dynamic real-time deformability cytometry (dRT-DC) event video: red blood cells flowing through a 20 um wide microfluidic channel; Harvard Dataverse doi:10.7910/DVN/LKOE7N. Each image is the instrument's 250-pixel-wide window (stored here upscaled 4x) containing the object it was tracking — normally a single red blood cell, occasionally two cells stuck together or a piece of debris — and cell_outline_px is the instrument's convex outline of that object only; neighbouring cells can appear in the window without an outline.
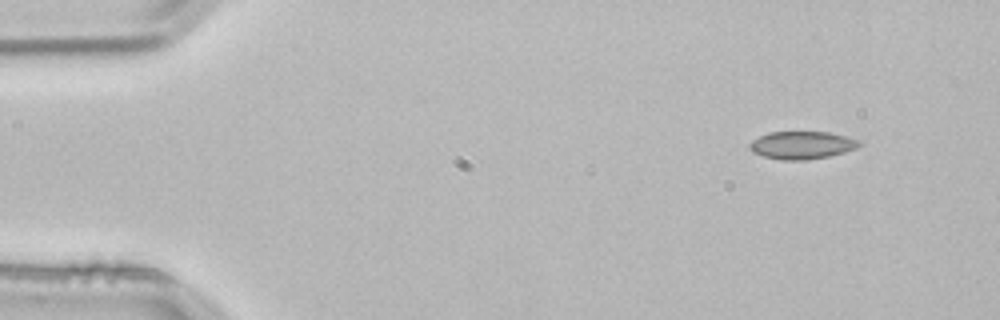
{"species": "common noctule bat (a hibernating species)", "species_latin": "Nyctalus noctula", "temperature_condition": "room temperature", "stored_images_in_passage": 3, "camera_frame_rate_fps": 3000, "um_per_image_px": 0.085, "animal": {"sex": "male", "body_mass_g": 21.5, "forearm_length_mm": 52.0}, "frame": {"image": 1, "passage_image": 1, "time_ms": 0.0, "image_size_px": [1000, 320], "cell_outline_px": [[860, 144], [856, 148], [844, 152], [828, 156], [804, 160], [780, 160], [764, 156], [752, 152], [748, 148], [748, 144], [752, 140], [768, 132], [828, 132], [860, 140]], "centroid_in_image_um": [68.11, 12.34], "position_along_channel_um": 16.9, "area_um2": 17.63}}
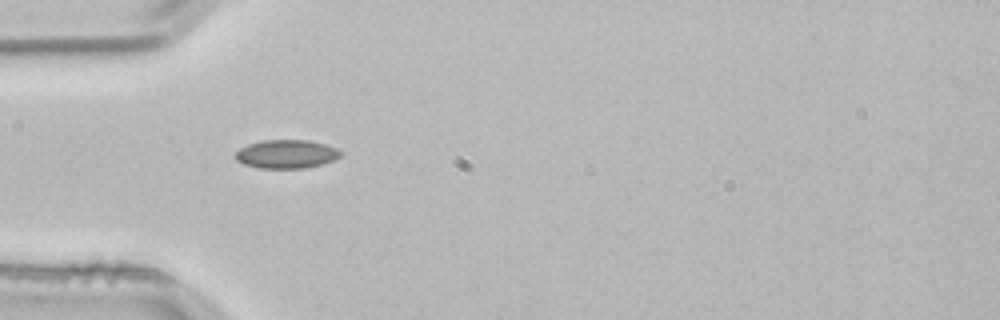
{"frame": {"image": 2, "passage_image": 3, "time_ms": 0.667, "image_size_px": [1000, 320], "cell_outline_px": [[344, 152], [340, 156], [332, 160], [320, 164], [304, 168], [260, 168], [244, 164], [236, 160], [232, 156], [240, 148], [248, 144], [264, 140], [308, 140], [324, 144], [336, 148]], "centroid_in_image_um": [24.31, 13.09], "position_along_channel_um": 60.7, "area_um2": 17.46}}